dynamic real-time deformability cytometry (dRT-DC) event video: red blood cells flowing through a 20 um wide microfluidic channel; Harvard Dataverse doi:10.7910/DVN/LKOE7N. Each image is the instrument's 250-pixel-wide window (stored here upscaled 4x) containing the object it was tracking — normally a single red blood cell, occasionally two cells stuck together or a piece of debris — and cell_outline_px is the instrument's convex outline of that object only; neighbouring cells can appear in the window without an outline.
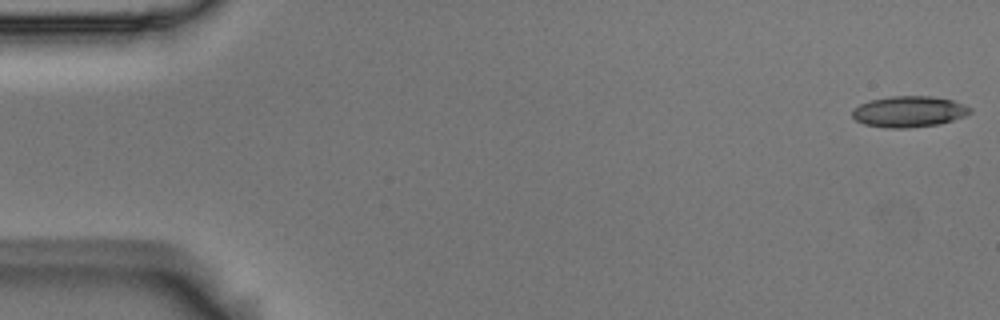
{"species": "Egyptian fruit bat (a non-hibernating species)", "species_latin": "Rousettus aegyptiacus", "temperature_condition": "room temperature", "stored_images_in_passage": 50, "camera_frame_rate_fps": 3000, "um_per_image_px": 0.085, "animal": {"sex": "male"}, "frame": {"image": 1, "passage_image": 1, "time_ms": 0.0, "image_size_px": [1000, 320], "cell_outline_px": [[972, 112], [964, 116], [940, 124], [908, 128], [888, 128], [864, 124], [856, 120], [852, 116], [852, 108], [868, 100], [892, 96], [932, 96], [952, 100], [964, 104], [972, 108]], "centroid_in_image_um": [77.25, 9.48], "position_along_channel_um": 7.7, "area_um2": 21.44}}
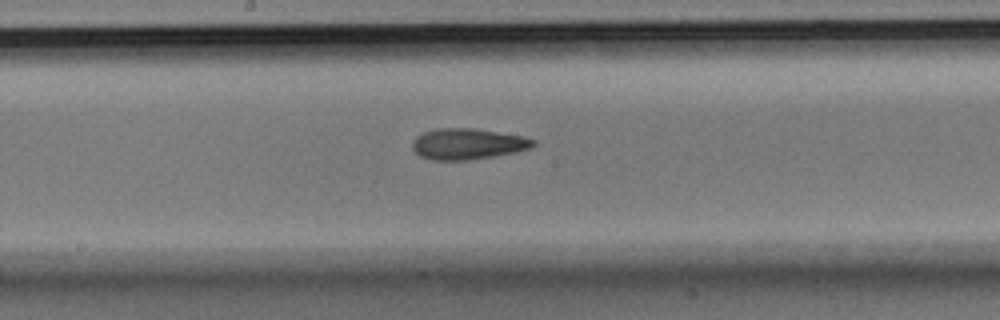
{"frame": {"image": 2, "passage_image": 28, "time_ms": 9.0, "image_size_px": [1000, 320], "cell_outline_px": [[536, 144], [532, 148], [516, 152], [468, 160], [432, 160], [420, 156], [412, 148], [412, 140], [416, 136], [424, 132], [436, 128], [472, 128], [524, 136], [536, 140]], "centroid_in_image_um": [39.76, 12.23], "position_along_channel_um": 208.4, "area_um2": 21.91}}
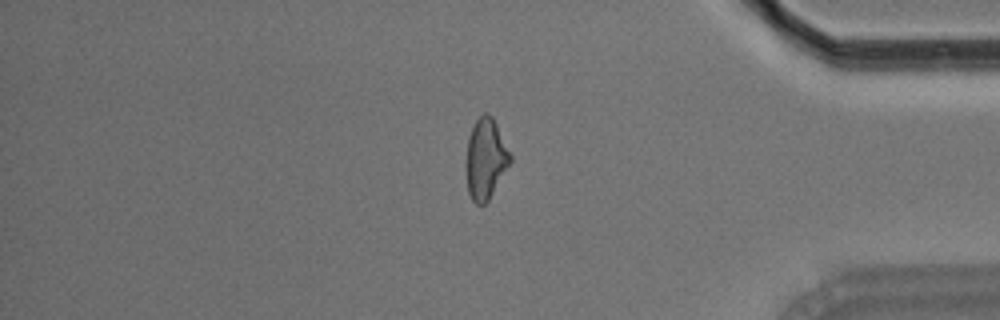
{"frame": {"image": 3, "passage_image": 45, "time_ms": 14.667, "image_size_px": [1000, 320], "cell_outline_px": [[512, 160], [488, 200], [484, 204], [476, 204], [472, 200], [468, 192], [468, 136], [476, 120], [484, 112], [488, 112], [492, 116], [512, 156]], "centroid_in_image_um": [41.31, 13.48], "position_along_channel_um": 393.9, "area_um2": 20.06}}